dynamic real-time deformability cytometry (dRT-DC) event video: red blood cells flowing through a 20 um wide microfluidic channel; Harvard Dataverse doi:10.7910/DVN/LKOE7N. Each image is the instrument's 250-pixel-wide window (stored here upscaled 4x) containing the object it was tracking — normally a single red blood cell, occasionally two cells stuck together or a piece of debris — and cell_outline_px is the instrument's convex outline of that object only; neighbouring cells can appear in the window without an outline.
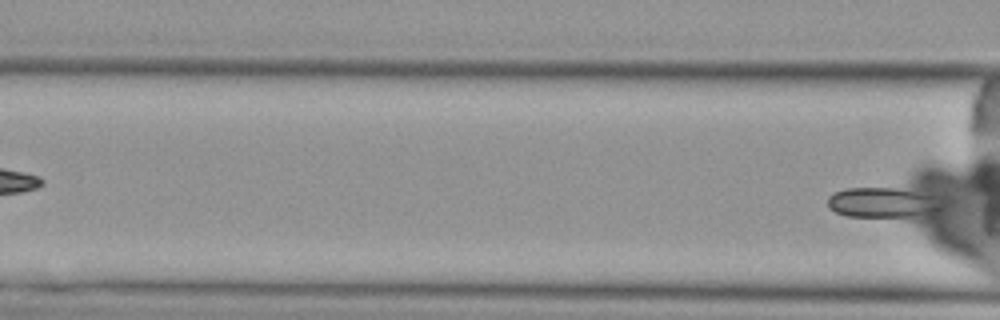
{"species": "Egyptian fruit bat (a non-hibernating species)", "species_latin": "Rousettus aegyptiacus", "temperature_condition": "cold", "stored_images_in_passage": 4, "camera_frame_rate_fps": 3000, "um_per_image_px": 0.085, "animal": {"sex": "female"}, "frame": {"image": 1, "passage_image": 4, "time_ms": 3.667, "image_size_px": [1000, 320], "cell_outline_px": [[948, 200], [944, 208], [940, 212], [924, 220], [904, 220], [844, 216], [828, 208], [828, 196], [832, 192], [848, 188], [896, 188], [944, 196]], "centroid_in_image_um": [75.31, 17.31], "position_along_channel_um": 91.3, "area_um2": 22.66}}